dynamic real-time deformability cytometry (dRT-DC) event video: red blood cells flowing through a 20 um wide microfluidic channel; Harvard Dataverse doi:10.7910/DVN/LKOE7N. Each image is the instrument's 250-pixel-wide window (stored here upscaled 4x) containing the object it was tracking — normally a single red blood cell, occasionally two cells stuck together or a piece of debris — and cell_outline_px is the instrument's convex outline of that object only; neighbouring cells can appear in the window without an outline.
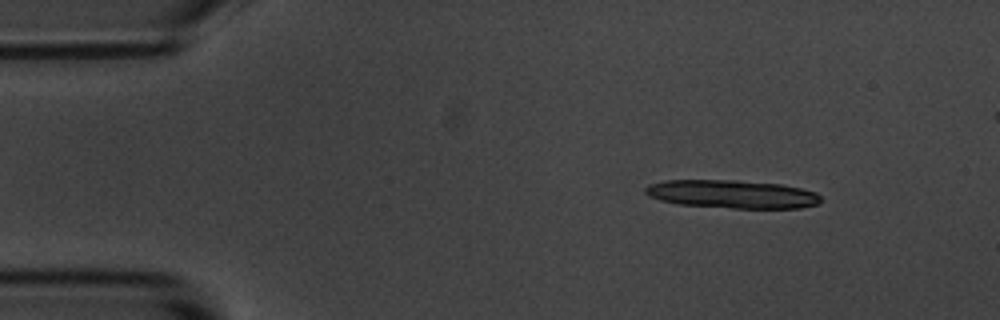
{"species": "common noctule bat (a hibernating species)", "species_latin": "Nyctalus noctula", "temperature_condition": "room temperature", "stored_images_in_passage": 32, "segment_of_instrument_passage": [1, 2], "camera_frame_rate_fps": 3000, "um_per_image_px": 0.085, "animal": {"sex": "male", "body_mass_g": 20.1, "forearm_length_mm": 53.5}, "frame": {"image": 1, "passage_image": 1, "time_ms": 0.0, "image_size_px": [1000, 320], "cell_outline_px": [[824, 200], [820, 204], [800, 208], [732, 208], [676, 204], [660, 200], [648, 196], [644, 192], [644, 188], [648, 184], [664, 180], [736, 180], [780, 184], [800, 188], [816, 192]], "centroid_in_image_um": [62.23, 16.5], "position_along_channel_um": 22.8, "area_um2": 29.19}}